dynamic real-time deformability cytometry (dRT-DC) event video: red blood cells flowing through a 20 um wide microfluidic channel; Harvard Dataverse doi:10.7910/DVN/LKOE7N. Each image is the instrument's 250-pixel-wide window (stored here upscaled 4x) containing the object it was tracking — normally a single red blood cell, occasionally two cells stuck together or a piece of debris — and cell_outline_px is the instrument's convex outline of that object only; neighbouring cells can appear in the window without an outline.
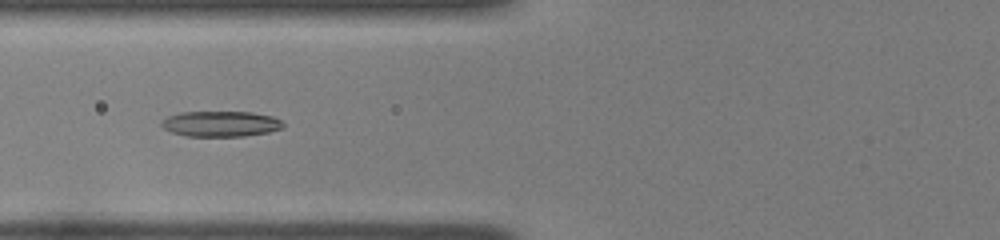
{"species": "common noctule bat (a hibernating species)", "species_latin": "Nyctalus noctula", "temperature_condition": "room temperature", "stored_images_in_passage": 53, "camera_frame_rate_fps": 3000, "um_per_image_px": 0.085, "animal": {"sex": "female", "body_mass_g": 22.0, "forearm_length_mm": 56.7}, "frame": {"image": 1, "passage_image": 24, "time_ms": 7.667, "image_size_px": [1000, 240], "cell_outline_px": [[284, 128], [268, 132], [244, 136], [184, 136], [172, 132], [164, 128], [160, 124], [160, 120], [168, 116], [180, 112], [252, 112], [272, 116], [280, 120], [284, 124]], "centroid_in_image_um": [18.74, 10.52], "position_along_channel_um": 107.1, "area_um2": 18.21}}
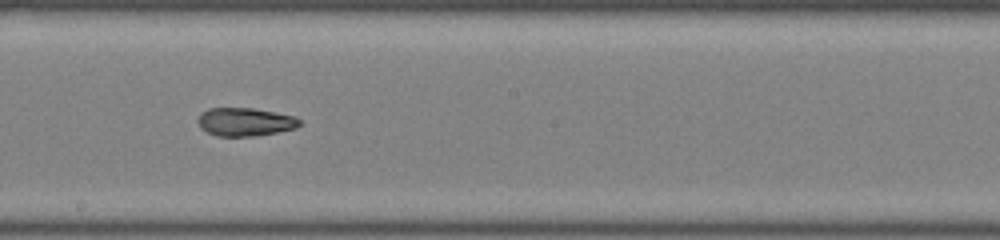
{"frame": {"image": 2, "passage_image": 33, "time_ms": 10.667, "image_size_px": [1000, 240], "cell_outline_px": [[300, 124], [296, 128], [256, 136], [216, 136], [200, 128], [196, 120], [200, 112], [208, 108], [252, 108], [276, 112], [296, 116], [300, 120]], "centroid_in_image_um": [20.8, 10.35], "position_along_channel_um": 227.4, "area_um2": 16.94}}
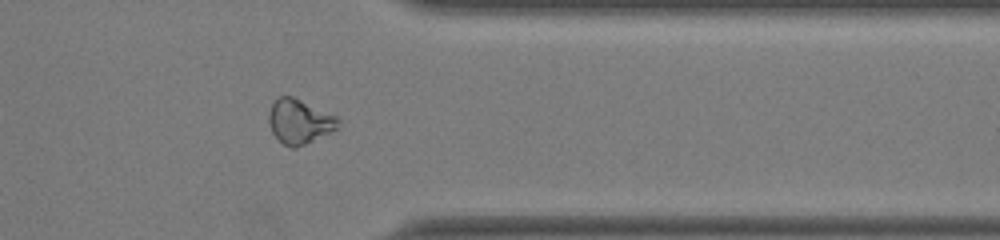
{"frame": {"image": 3, "passage_image": 45, "time_ms": 14.667, "image_size_px": [1000, 240], "cell_outline_px": [[340, 128], [296, 148], [292, 148], [284, 144], [272, 132], [268, 120], [268, 112], [272, 100], [280, 96], [292, 96], [336, 116], [340, 120]], "centroid_in_image_um": [25.44, 10.32], "position_along_channel_um": 386.0, "area_um2": 18.03}, "authors_computed_cell_mechanics": {"area_um2": 17.8602, "velocity_mm_per_s": 4.0187, "shape_relaxation_time_tau1_ms": 7.4317, "shape_relaxation_time_tau2_ms": 2.3211, "deformation_change_tau1": 0.2379, "deformation_change_tau2": 0.0946}}